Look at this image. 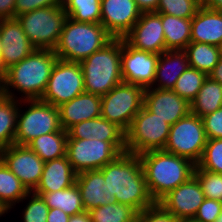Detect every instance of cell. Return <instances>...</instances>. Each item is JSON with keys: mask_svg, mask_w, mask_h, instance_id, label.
<instances>
[{"mask_svg": "<svg viewBox=\"0 0 222 222\" xmlns=\"http://www.w3.org/2000/svg\"><path fill=\"white\" fill-rule=\"evenodd\" d=\"M100 171L115 202L128 205L138 213L155 203L149 194L138 155L122 153Z\"/></svg>", "mask_w": 222, "mask_h": 222, "instance_id": "obj_1", "label": "cell"}, {"mask_svg": "<svg viewBox=\"0 0 222 222\" xmlns=\"http://www.w3.org/2000/svg\"><path fill=\"white\" fill-rule=\"evenodd\" d=\"M57 59L52 49H36L19 63L7 69L0 94L17 100L40 99ZM15 91L22 93L20 98L15 95Z\"/></svg>", "mask_w": 222, "mask_h": 222, "instance_id": "obj_2", "label": "cell"}, {"mask_svg": "<svg viewBox=\"0 0 222 222\" xmlns=\"http://www.w3.org/2000/svg\"><path fill=\"white\" fill-rule=\"evenodd\" d=\"M139 157L149 194L155 202L194 176L196 164L165 150L148 151Z\"/></svg>", "mask_w": 222, "mask_h": 222, "instance_id": "obj_3", "label": "cell"}, {"mask_svg": "<svg viewBox=\"0 0 222 222\" xmlns=\"http://www.w3.org/2000/svg\"><path fill=\"white\" fill-rule=\"evenodd\" d=\"M121 50L122 38H113L102 49L80 62L86 93L103 96L123 82Z\"/></svg>", "mask_w": 222, "mask_h": 222, "instance_id": "obj_4", "label": "cell"}, {"mask_svg": "<svg viewBox=\"0 0 222 222\" xmlns=\"http://www.w3.org/2000/svg\"><path fill=\"white\" fill-rule=\"evenodd\" d=\"M112 39L101 23L78 22L68 17L53 51L58 59L81 62Z\"/></svg>", "mask_w": 222, "mask_h": 222, "instance_id": "obj_5", "label": "cell"}, {"mask_svg": "<svg viewBox=\"0 0 222 222\" xmlns=\"http://www.w3.org/2000/svg\"><path fill=\"white\" fill-rule=\"evenodd\" d=\"M22 103L28 106L23 110ZM62 129L59 110L40 99L19 100L14 144L27 146L35 138Z\"/></svg>", "mask_w": 222, "mask_h": 222, "instance_id": "obj_6", "label": "cell"}, {"mask_svg": "<svg viewBox=\"0 0 222 222\" xmlns=\"http://www.w3.org/2000/svg\"><path fill=\"white\" fill-rule=\"evenodd\" d=\"M126 152V141L67 139L66 156L76 174L100 170Z\"/></svg>", "mask_w": 222, "mask_h": 222, "instance_id": "obj_7", "label": "cell"}, {"mask_svg": "<svg viewBox=\"0 0 222 222\" xmlns=\"http://www.w3.org/2000/svg\"><path fill=\"white\" fill-rule=\"evenodd\" d=\"M16 18L36 49L54 50L68 16L60 5L38 8Z\"/></svg>", "mask_w": 222, "mask_h": 222, "instance_id": "obj_8", "label": "cell"}, {"mask_svg": "<svg viewBox=\"0 0 222 222\" xmlns=\"http://www.w3.org/2000/svg\"><path fill=\"white\" fill-rule=\"evenodd\" d=\"M170 128L171 125L143 106L126 131V152L139 156L148 151L163 150Z\"/></svg>", "mask_w": 222, "mask_h": 222, "instance_id": "obj_9", "label": "cell"}, {"mask_svg": "<svg viewBox=\"0 0 222 222\" xmlns=\"http://www.w3.org/2000/svg\"><path fill=\"white\" fill-rule=\"evenodd\" d=\"M145 88L122 82L101 96V116L125 132L144 104Z\"/></svg>", "mask_w": 222, "mask_h": 222, "instance_id": "obj_10", "label": "cell"}, {"mask_svg": "<svg viewBox=\"0 0 222 222\" xmlns=\"http://www.w3.org/2000/svg\"><path fill=\"white\" fill-rule=\"evenodd\" d=\"M206 141L202 118L190 112L171 126L163 150L197 164L202 157Z\"/></svg>", "mask_w": 222, "mask_h": 222, "instance_id": "obj_11", "label": "cell"}, {"mask_svg": "<svg viewBox=\"0 0 222 222\" xmlns=\"http://www.w3.org/2000/svg\"><path fill=\"white\" fill-rule=\"evenodd\" d=\"M85 92L80 62L57 59L40 100L59 107Z\"/></svg>", "mask_w": 222, "mask_h": 222, "instance_id": "obj_12", "label": "cell"}, {"mask_svg": "<svg viewBox=\"0 0 222 222\" xmlns=\"http://www.w3.org/2000/svg\"><path fill=\"white\" fill-rule=\"evenodd\" d=\"M0 159L29 192L40 182L45 162L28 146L12 144L0 151Z\"/></svg>", "mask_w": 222, "mask_h": 222, "instance_id": "obj_13", "label": "cell"}, {"mask_svg": "<svg viewBox=\"0 0 222 222\" xmlns=\"http://www.w3.org/2000/svg\"><path fill=\"white\" fill-rule=\"evenodd\" d=\"M159 54L140 51L128 45L122 38L121 72L125 83L148 88L153 85Z\"/></svg>", "mask_w": 222, "mask_h": 222, "instance_id": "obj_14", "label": "cell"}, {"mask_svg": "<svg viewBox=\"0 0 222 222\" xmlns=\"http://www.w3.org/2000/svg\"><path fill=\"white\" fill-rule=\"evenodd\" d=\"M123 40L140 51L161 54L166 51L161 13H141L133 28L123 37Z\"/></svg>", "mask_w": 222, "mask_h": 222, "instance_id": "obj_15", "label": "cell"}, {"mask_svg": "<svg viewBox=\"0 0 222 222\" xmlns=\"http://www.w3.org/2000/svg\"><path fill=\"white\" fill-rule=\"evenodd\" d=\"M205 200L201 185L195 176L171 190L158 203L179 221L193 220Z\"/></svg>", "mask_w": 222, "mask_h": 222, "instance_id": "obj_16", "label": "cell"}, {"mask_svg": "<svg viewBox=\"0 0 222 222\" xmlns=\"http://www.w3.org/2000/svg\"><path fill=\"white\" fill-rule=\"evenodd\" d=\"M140 16L134 0H101L100 23L113 38H123Z\"/></svg>", "mask_w": 222, "mask_h": 222, "instance_id": "obj_17", "label": "cell"}, {"mask_svg": "<svg viewBox=\"0 0 222 222\" xmlns=\"http://www.w3.org/2000/svg\"><path fill=\"white\" fill-rule=\"evenodd\" d=\"M143 106L171 126L191 112L190 103L171 89L145 88Z\"/></svg>", "mask_w": 222, "mask_h": 222, "instance_id": "obj_18", "label": "cell"}, {"mask_svg": "<svg viewBox=\"0 0 222 222\" xmlns=\"http://www.w3.org/2000/svg\"><path fill=\"white\" fill-rule=\"evenodd\" d=\"M0 40L3 47L1 58L6 69L19 63L36 50L17 18L1 19Z\"/></svg>", "mask_w": 222, "mask_h": 222, "instance_id": "obj_19", "label": "cell"}, {"mask_svg": "<svg viewBox=\"0 0 222 222\" xmlns=\"http://www.w3.org/2000/svg\"><path fill=\"white\" fill-rule=\"evenodd\" d=\"M60 124L67 131L74 124L101 116V96L82 93L58 107Z\"/></svg>", "mask_w": 222, "mask_h": 222, "instance_id": "obj_20", "label": "cell"}, {"mask_svg": "<svg viewBox=\"0 0 222 222\" xmlns=\"http://www.w3.org/2000/svg\"><path fill=\"white\" fill-rule=\"evenodd\" d=\"M85 211H90L102 205L115 202L111 196L103 173L100 170H90L76 175V181Z\"/></svg>", "mask_w": 222, "mask_h": 222, "instance_id": "obj_21", "label": "cell"}, {"mask_svg": "<svg viewBox=\"0 0 222 222\" xmlns=\"http://www.w3.org/2000/svg\"><path fill=\"white\" fill-rule=\"evenodd\" d=\"M74 172L67 156L45 162L39 184L34 193H51L67 189L75 184Z\"/></svg>", "mask_w": 222, "mask_h": 222, "instance_id": "obj_22", "label": "cell"}, {"mask_svg": "<svg viewBox=\"0 0 222 222\" xmlns=\"http://www.w3.org/2000/svg\"><path fill=\"white\" fill-rule=\"evenodd\" d=\"M189 67L185 50H166L159 55L152 88L173 89L178 77Z\"/></svg>", "mask_w": 222, "mask_h": 222, "instance_id": "obj_23", "label": "cell"}, {"mask_svg": "<svg viewBox=\"0 0 222 222\" xmlns=\"http://www.w3.org/2000/svg\"><path fill=\"white\" fill-rule=\"evenodd\" d=\"M67 139H97L101 141H126V132L102 116L74 124L67 130Z\"/></svg>", "mask_w": 222, "mask_h": 222, "instance_id": "obj_24", "label": "cell"}, {"mask_svg": "<svg viewBox=\"0 0 222 222\" xmlns=\"http://www.w3.org/2000/svg\"><path fill=\"white\" fill-rule=\"evenodd\" d=\"M191 42H201L222 48V11L200 7L192 18Z\"/></svg>", "mask_w": 222, "mask_h": 222, "instance_id": "obj_25", "label": "cell"}, {"mask_svg": "<svg viewBox=\"0 0 222 222\" xmlns=\"http://www.w3.org/2000/svg\"><path fill=\"white\" fill-rule=\"evenodd\" d=\"M166 50H185L191 42L192 18H179L161 13Z\"/></svg>", "mask_w": 222, "mask_h": 222, "instance_id": "obj_26", "label": "cell"}, {"mask_svg": "<svg viewBox=\"0 0 222 222\" xmlns=\"http://www.w3.org/2000/svg\"><path fill=\"white\" fill-rule=\"evenodd\" d=\"M67 138V131L61 129L58 132L41 135L27 146L44 162H48L66 156Z\"/></svg>", "mask_w": 222, "mask_h": 222, "instance_id": "obj_27", "label": "cell"}, {"mask_svg": "<svg viewBox=\"0 0 222 222\" xmlns=\"http://www.w3.org/2000/svg\"><path fill=\"white\" fill-rule=\"evenodd\" d=\"M36 194L42 196L49 209H60L69 216L85 211L81 193L76 183L67 189Z\"/></svg>", "mask_w": 222, "mask_h": 222, "instance_id": "obj_28", "label": "cell"}, {"mask_svg": "<svg viewBox=\"0 0 222 222\" xmlns=\"http://www.w3.org/2000/svg\"><path fill=\"white\" fill-rule=\"evenodd\" d=\"M190 106L191 113L200 118L221 108L222 84L207 76L196 98L190 103Z\"/></svg>", "mask_w": 222, "mask_h": 222, "instance_id": "obj_29", "label": "cell"}, {"mask_svg": "<svg viewBox=\"0 0 222 222\" xmlns=\"http://www.w3.org/2000/svg\"><path fill=\"white\" fill-rule=\"evenodd\" d=\"M185 51L189 67L202 71L207 75L214 69L222 56L221 47L201 42H190Z\"/></svg>", "mask_w": 222, "mask_h": 222, "instance_id": "obj_30", "label": "cell"}, {"mask_svg": "<svg viewBox=\"0 0 222 222\" xmlns=\"http://www.w3.org/2000/svg\"><path fill=\"white\" fill-rule=\"evenodd\" d=\"M29 191L0 159V201L9 210L23 202Z\"/></svg>", "mask_w": 222, "mask_h": 222, "instance_id": "obj_31", "label": "cell"}, {"mask_svg": "<svg viewBox=\"0 0 222 222\" xmlns=\"http://www.w3.org/2000/svg\"><path fill=\"white\" fill-rule=\"evenodd\" d=\"M19 100L0 94V151L14 144Z\"/></svg>", "mask_w": 222, "mask_h": 222, "instance_id": "obj_32", "label": "cell"}, {"mask_svg": "<svg viewBox=\"0 0 222 222\" xmlns=\"http://www.w3.org/2000/svg\"><path fill=\"white\" fill-rule=\"evenodd\" d=\"M67 16L84 23H100L101 0H63Z\"/></svg>", "mask_w": 222, "mask_h": 222, "instance_id": "obj_33", "label": "cell"}, {"mask_svg": "<svg viewBox=\"0 0 222 222\" xmlns=\"http://www.w3.org/2000/svg\"><path fill=\"white\" fill-rule=\"evenodd\" d=\"M92 222H136L138 212L118 202L99 206L88 211Z\"/></svg>", "mask_w": 222, "mask_h": 222, "instance_id": "obj_34", "label": "cell"}, {"mask_svg": "<svg viewBox=\"0 0 222 222\" xmlns=\"http://www.w3.org/2000/svg\"><path fill=\"white\" fill-rule=\"evenodd\" d=\"M207 74L188 67L177 79L173 91L191 103L200 91Z\"/></svg>", "mask_w": 222, "mask_h": 222, "instance_id": "obj_35", "label": "cell"}, {"mask_svg": "<svg viewBox=\"0 0 222 222\" xmlns=\"http://www.w3.org/2000/svg\"><path fill=\"white\" fill-rule=\"evenodd\" d=\"M196 165L201 169L222 174V138L207 139L202 157Z\"/></svg>", "mask_w": 222, "mask_h": 222, "instance_id": "obj_36", "label": "cell"}, {"mask_svg": "<svg viewBox=\"0 0 222 222\" xmlns=\"http://www.w3.org/2000/svg\"><path fill=\"white\" fill-rule=\"evenodd\" d=\"M199 8V0H160L156 12L179 18H193Z\"/></svg>", "mask_w": 222, "mask_h": 222, "instance_id": "obj_37", "label": "cell"}, {"mask_svg": "<svg viewBox=\"0 0 222 222\" xmlns=\"http://www.w3.org/2000/svg\"><path fill=\"white\" fill-rule=\"evenodd\" d=\"M194 176L199 181L205 198L222 202V174L195 166Z\"/></svg>", "mask_w": 222, "mask_h": 222, "instance_id": "obj_38", "label": "cell"}, {"mask_svg": "<svg viewBox=\"0 0 222 222\" xmlns=\"http://www.w3.org/2000/svg\"><path fill=\"white\" fill-rule=\"evenodd\" d=\"M26 199L29 201L22 211L23 222H47L49 208L42 196L29 192L23 200Z\"/></svg>", "mask_w": 222, "mask_h": 222, "instance_id": "obj_39", "label": "cell"}, {"mask_svg": "<svg viewBox=\"0 0 222 222\" xmlns=\"http://www.w3.org/2000/svg\"><path fill=\"white\" fill-rule=\"evenodd\" d=\"M136 222H180L161 204L155 202L137 215Z\"/></svg>", "mask_w": 222, "mask_h": 222, "instance_id": "obj_40", "label": "cell"}, {"mask_svg": "<svg viewBox=\"0 0 222 222\" xmlns=\"http://www.w3.org/2000/svg\"><path fill=\"white\" fill-rule=\"evenodd\" d=\"M222 212V202L205 198L193 218L195 222H216Z\"/></svg>", "mask_w": 222, "mask_h": 222, "instance_id": "obj_41", "label": "cell"}, {"mask_svg": "<svg viewBox=\"0 0 222 222\" xmlns=\"http://www.w3.org/2000/svg\"><path fill=\"white\" fill-rule=\"evenodd\" d=\"M207 139L222 138V107L202 117Z\"/></svg>", "mask_w": 222, "mask_h": 222, "instance_id": "obj_42", "label": "cell"}, {"mask_svg": "<svg viewBox=\"0 0 222 222\" xmlns=\"http://www.w3.org/2000/svg\"><path fill=\"white\" fill-rule=\"evenodd\" d=\"M63 0H15L14 18L38 8L60 6Z\"/></svg>", "mask_w": 222, "mask_h": 222, "instance_id": "obj_43", "label": "cell"}, {"mask_svg": "<svg viewBox=\"0 0 222 222\" xmlns=\"http://www.w3.org/2000/svg\"><path fill=\"white\" fill-rule=\"evenodd\" d=\"M15 0H0V19L14 18Z\"/></svg>", "mask_w": 222, "mask_h": 222, "instance_id": "obj_44", "label": "cell"}, {"mask_svg": "<svg viewBox=\"0 0 222 222\" xmlns=\"http://www.w3.org/2000/svg\"><path fill=\"white\" fill-rule=\"evenodd\" d=\"M141 13L156 12L160 0H134Z\"/></svg>", "mask_w": 222, "mask_h": 222, "instance_id": "obj_45", "label": "cell"}, {"mask_svg": "<svg viewBox=\"0 0 222 222\" xmlns=\"http://www.w3.org/2000/svg\"><path fill=\"white\" fill-rule=\"evenodd\" d=\"M70 216L60 209H49L47 222H69Z\"/></svg>", "mask_w": 222, "mask_h": 222, "instance_id": "obj_46", "label": "cell"}, {"mask_svg": "<svg viewBox=\"0 0 222 222\" xmlns=\"http://www.w3.org/2000/svg\"><path fill=\"white\" fill-rule=\"evenodd\" d=\"M199 4L206 9L222 11V0H199Z\"/></svg>", "mask_w": 222, "mask_h": 222, "instance_id": "obj_47", "label": "cell"}, {"mask_svg": "<svg viewBox=\"0 0 222 222\" xmlns=\"http://www.w3.org/2000/svg\"><path fill=\"white\" fill-rule=\"evenodd\" d=\"M208 76L218 83L222 84V56L220 57V60L214 67V69L208 74Z\"/></svg>", "mask_w": 222, "mask_h": 222, "instance_id": "obj_48", "label": "cell"}, {"mask_svg": "<svg viewBox=\"0 0 222 222\" xmlns=\"http://www.w3.org/2000/svg\"><path fill=\"white\" fill-rule=\"evenodd\" d=\"M69 222H92L88 211L70 216Z\"/></svg>", "mask_w": 222, "mask_h": 222, "instance_id": "obj_49", "label": "cell"}, {"mask_svg": "<svg viewBox=\"0 0 222 222\" xmlns=\"http://www.w3.org/2000/svg\"><path fill=\"white\" fill-rule=\"evenodd\" d=\"M7 75V69L3 65L2 58L0 56V88L3 86Z\"/></svg>", "mask_w": 222, "mask_h": 222, "instance_id": "obj_50", "label": "cell"}, {"mask_svg": "<svg viewBox=\"0 0 222 222\" xmlns=\"http://www.w3.org/2000/svg\"><path fill=\"white\" fill-rule=\"evenodd\" d=\"M8 209L3 205V203L0 201V217H2V215H5V213H8Z\"/></svg>", "mask_w": 222, "mask_h": 222, "instance_id": "obj_51", "label": "cell"}, {"mask_svg": "<svg viewBox=\"0 0 222 222\" xmlns=\"http://www.w3.org/2000/svg\"><path fill=\"white\" fill-rule=\"evenodd\" d=\"M216 222H222V212H221V214L219 215V217L217 218Z\"/></svg>", "mask_w": 222, "mask_h": 222, "instance_id": "obj_52", "label": "cell"}, {"mask_svg": "<svg viewBox=\"0 0 222 222\" xmlns=\"http://www.w3.org/2000/svg\"><path fill=\"white\" fill-rule=\"evenodd\" d=\"M2 42H1V40H0V56H1V53H2Z\"/></svg>", "mask_w": 222, "mask_h": 222, "instance_id": "obj_53", "label": "cell"}, {"mask_svg": "<svg viewBox=\"0 0 222 222\" xmlns=\"http://www.w3.org/2000/svg\"><path fill=\"white\" fill-rule=\"evenodd\" d=\"M180 222H195L193 220H184V221H180Z\"/></svg>", "mask_w": 222, "mask_h": 222, "instance_id": "obj_54", "label": "cell"}]
</instances>
